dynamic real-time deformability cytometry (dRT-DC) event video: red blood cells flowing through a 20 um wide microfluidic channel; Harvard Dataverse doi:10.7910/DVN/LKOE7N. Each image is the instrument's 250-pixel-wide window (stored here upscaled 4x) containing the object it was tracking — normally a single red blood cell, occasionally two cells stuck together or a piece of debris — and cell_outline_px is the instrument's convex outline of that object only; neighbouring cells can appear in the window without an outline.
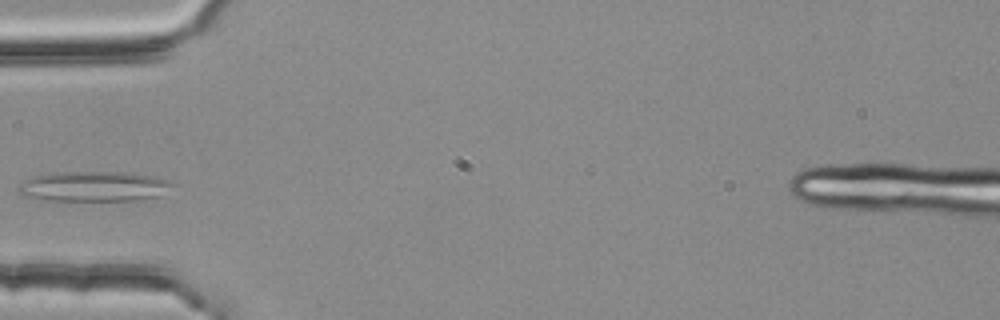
{"species": "common noctule bat (a hibernating species)", "species_latin": "Nyctalus noctula", "temperature_condition": "room temperature", "stored_images_in_passage": 2, "camera_frame_rate_fps": 3000, "um_per_image_px": 0.085, "animal": {"sex": "female", "body_mass_g": 25.1}, "frame": {"image": 1, "passage_image": 2, "time_ms": 0.333, "image_size_px": [1000, 320], "cell_outline_px": [[176, 184], [156, 196], [136, 200], [44, 200], [24, 196], [16, 188], [24, 180], [32, 176], [56, 172], [132, 172], [172, 180]], "centroid_in_image_um": [7.96, 15.83], "position_along_channel_um": 77.0, "area_um2": 27.05}}